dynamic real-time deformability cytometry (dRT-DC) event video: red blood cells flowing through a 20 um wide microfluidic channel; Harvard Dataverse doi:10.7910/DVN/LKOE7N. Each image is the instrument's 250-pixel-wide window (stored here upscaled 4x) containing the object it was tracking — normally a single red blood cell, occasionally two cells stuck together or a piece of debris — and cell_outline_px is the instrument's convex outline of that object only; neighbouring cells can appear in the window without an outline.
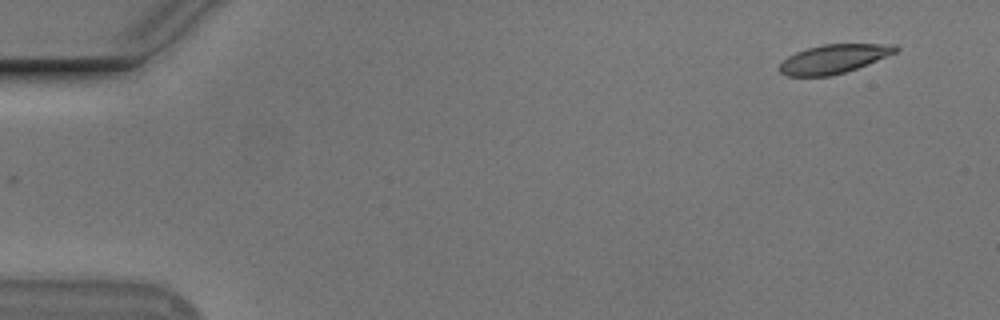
{"species": "Egyptian fruit bat (a non-hibernating species)", "species_latin": "Rousettus aegyptiacus", "temperature_condition": "cold", "stored_images_in_passage": 11, "camera_frame_rate_fps": 3000, "um_per_image_px": 0.085, "animal": {"sex": "male"}, "frame": {"image": 1, "passage_image": 1, "time_ms": 0.0, "image_size_px": [1000, 320], "cell_outline_px": [[900, 48], [896, 52], [856, 68], [832, 76], [788, 76], [780, 72], [780, 64], [788, 56], [796, 52], [808, 48], [824, 44], [896, 44]], "centroid_in_image_um": [70.86, 5.0], "position_along_channel_um": 14.1, "area_um2": 19.25}}